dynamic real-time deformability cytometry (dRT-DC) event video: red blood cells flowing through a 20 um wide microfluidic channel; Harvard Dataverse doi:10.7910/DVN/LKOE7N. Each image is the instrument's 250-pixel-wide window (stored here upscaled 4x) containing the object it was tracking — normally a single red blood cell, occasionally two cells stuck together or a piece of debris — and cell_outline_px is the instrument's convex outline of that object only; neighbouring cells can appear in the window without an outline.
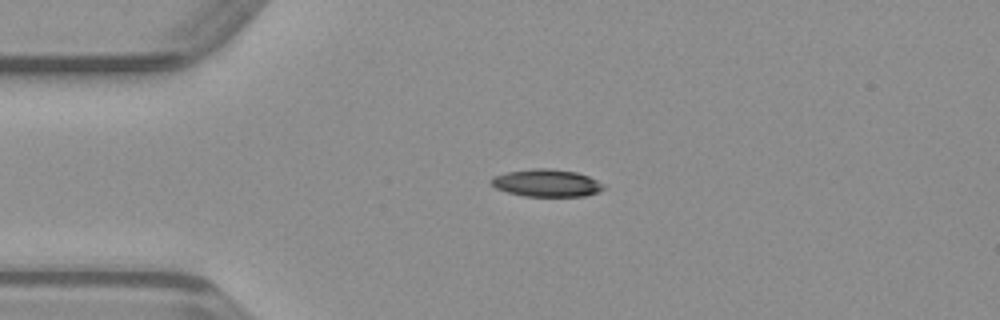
{"species": "common noctule bat (a hibernating species)", "species_latin": "Nyctalus noctula", "temperature_condition": "warm", "stored_images_in_passage": 34, "camera_frame_rate_fps": 3000, "um_per_image_px": 0.085, "animal": {"sex": "male", "body_mass_g": 23.1, "forearm_length_mm": 52.7}, "frame": {"image": 1, "passage_image": 1, "time_ms": 0.0, "image_size_px": [1000, 320], "cell_outline_px": [[604, 188], [596, 192], [584, 196], [524, 196], [508, 192], [496, 188], [488, 180], [492, 176], [508, 172], [532, 168], [548, 168], [576, 172], [588, 176], [596, 180]], "centroid_in_image_um": [46.39, 15.55], "position_along_channel_um": 38.6, "area_um2": 17.74}}
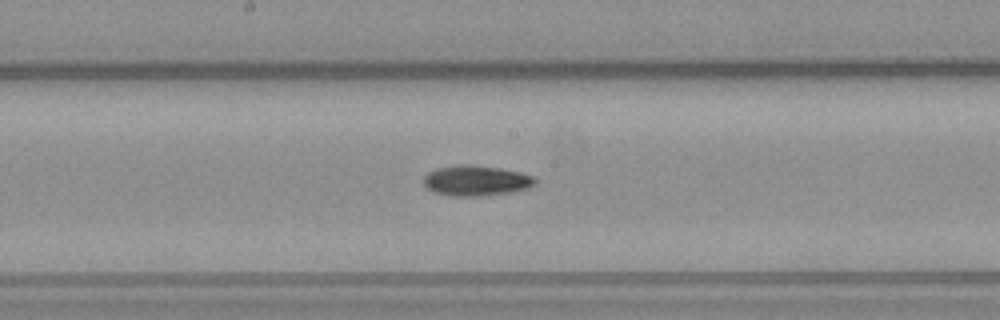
{"frame": {"image": 2, "passage_image": 15, "time_ms": 4.667, "image_size_px": [1000, 320], "cell_outline_px": [[536, 184], [528, 188], [512, 192], [484, 196], [452, 196], [432, 192], [424, 184], [424, 176], [428, 172], [436, 168], [460, 164], [468, 164], [496, 168], [520, 172], [532, 176], [536, 180]], "centroid_in_image_um": [40.45, 15.36], "position_along_channel_um": 207.8, "area_um2": 19.77}}
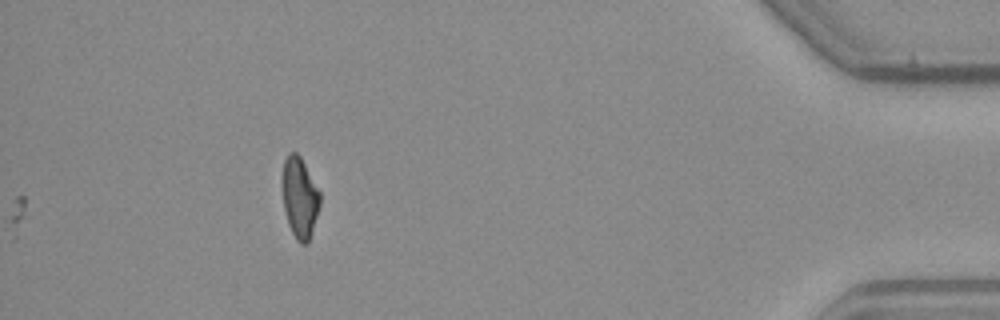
{"frame": {"image": 3, "passage_image": 34, "time_ms": 11.0, "image_size_px": [1000, 320], "cell_outline_px": [[320, 204], [308, 244], [300, 244], [296, 240], [288, 224], [284, 208], [284, 160], [288, 152], [296, 152], [300, 156], [320, 192]], "centroid_in_image_um": [25.5, 16.83], "position_along_channel_um": 409.7, "area_um2": 17.28}}